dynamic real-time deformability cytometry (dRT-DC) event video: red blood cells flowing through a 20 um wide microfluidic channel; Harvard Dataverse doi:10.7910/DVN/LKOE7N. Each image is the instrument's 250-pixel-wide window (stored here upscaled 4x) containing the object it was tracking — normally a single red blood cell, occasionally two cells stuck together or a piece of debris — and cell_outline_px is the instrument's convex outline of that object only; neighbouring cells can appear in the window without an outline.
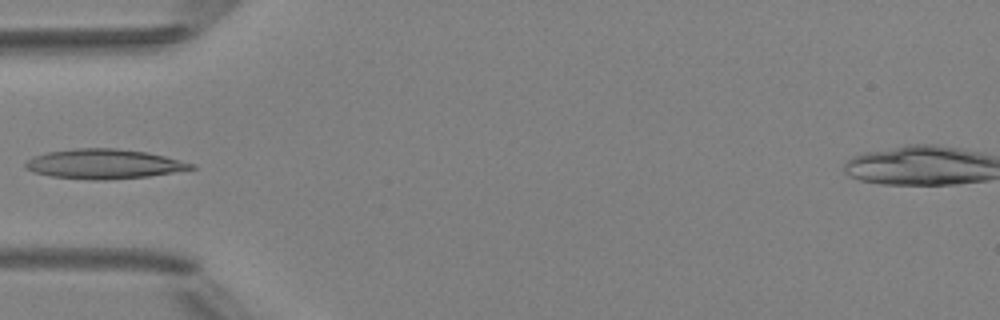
{"species": "Egyptian fruit bat (a non-hibernating species)", "species_latin": "Rousettus aegyptiacus", "temperature_condition": "room temperature", "stored_images_in_passage": 5, "camera_frame_rate_fps": 3000, "um_per_image_px": 0.085, "animal": {"sex": "female"}, "frame": {"image": 1, "passage_image": 5, "time_ms": 4.333, "image_size_px": [1000, 320], "cell_outline_px": [[196, 168], [148, 176], [108, 180], [92, 180], [52, 176], [32, 172], [24, 168], [24, 160], [32, 156], [48, 152], [72, 148], [116, 148], [148, 152], [196, 164]], "centroid_in_image_um": [8.78, 13.93], "position_along_channel_um": 76.2, "area_um2": 28.84}}